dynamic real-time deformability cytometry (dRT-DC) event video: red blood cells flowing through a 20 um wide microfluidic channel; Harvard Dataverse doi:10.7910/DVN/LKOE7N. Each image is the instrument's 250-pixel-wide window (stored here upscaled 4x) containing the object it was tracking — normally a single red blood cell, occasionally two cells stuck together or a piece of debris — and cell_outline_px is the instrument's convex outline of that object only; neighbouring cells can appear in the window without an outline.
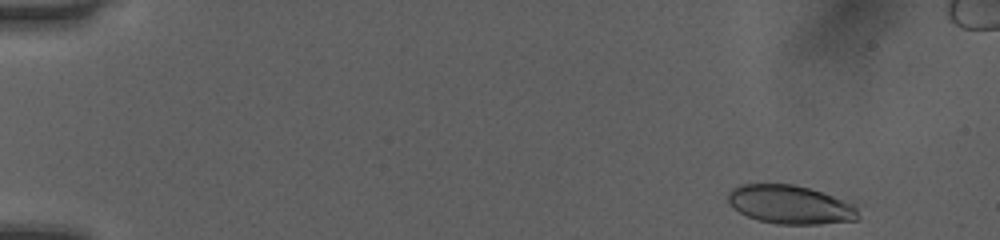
{"species": "human", "species_latin": "Homo sapiens", "temperature_condition": "room temperature", "stored_images_in_passage": 48, "camera_frame_rate_fps": 3000, "um_per_image_px": 0.085, "donor": {"sex": "female"}, "frame": {"image": 1, "passage_image": 1, "time_ms": 0.0, "image_size_px": [1000, 240], "cell_outline_px": [[860, 220], [820, 224], [776, 224], [760, 220], [748, 216], [732, 208], [728, 200], [728, 192], [732, 188], [740, 184], [792, 184], [808, 188], [856, 204], [860, 216]], "centroid_in_image_um": [67.2, 17.4], "position_along_channel_um": 17.8, "area_um2": 29.42}}
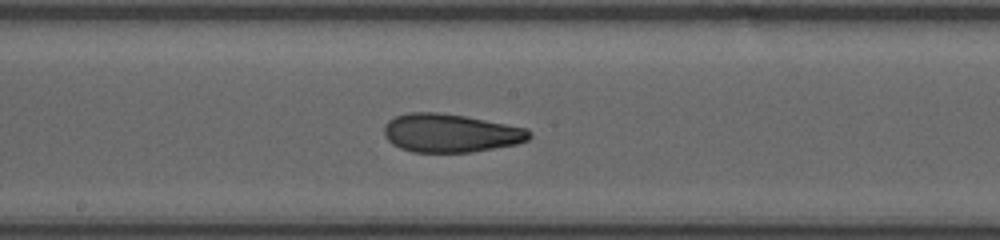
{"frame": {"image": 2, "passage_image": 25, "time_ms": 8.0, "image_size_px": [1000, 240], "cell_outline_px": [[532, 136], [528, 140], [516, 144], [472, 152], [412, 152], [400, 148], [392, 144], [384, 136], [384, 124], [388, 120], [396, 116], [408, 112], [440, 112], [464, 116], [528, 128], [532, 132]], "centroid_in_image_um": [38.28, 11.31], "position_along_channel_um": 209.9, "area_um2": 32.71}}
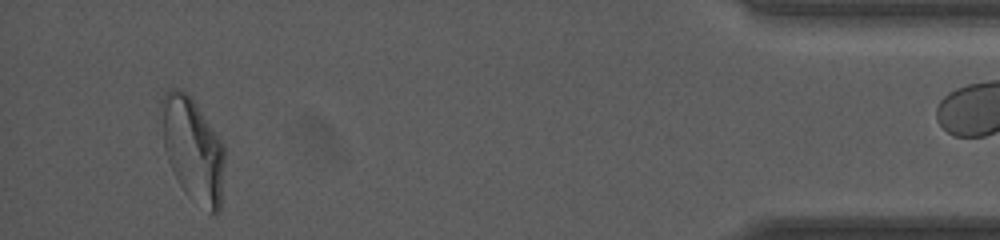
{"frame": {"image": 3, "passage_image": 45, "time_ms": 14.667, "image_size_px": [1000, 240], "cell_outline_px": [[224, 164], [220, 212], [216, 216], [188, 196], [184, 192], [168, 160], [164, 148], [160, 104], [160, 100], [164, 92], [168, 88], [180, 88], [192, 100], [224, 144]], "centroid_in_image_um": [16.38, 12.7], "position_along_channel_um": 418.8, "area_um2": 37.97}, "authors_computed_cell_mechanics": {"area_um2": 32.7148, "velocity_mm_per_s": 4.0712, "shape_relaxation_time_tau1_ms": 7.8689, "shape_relaxation_time_tau2_ms": 1.4872, "deformation_change_tau1": 0.2346, "deformation_change_tau2": 0.0877}}